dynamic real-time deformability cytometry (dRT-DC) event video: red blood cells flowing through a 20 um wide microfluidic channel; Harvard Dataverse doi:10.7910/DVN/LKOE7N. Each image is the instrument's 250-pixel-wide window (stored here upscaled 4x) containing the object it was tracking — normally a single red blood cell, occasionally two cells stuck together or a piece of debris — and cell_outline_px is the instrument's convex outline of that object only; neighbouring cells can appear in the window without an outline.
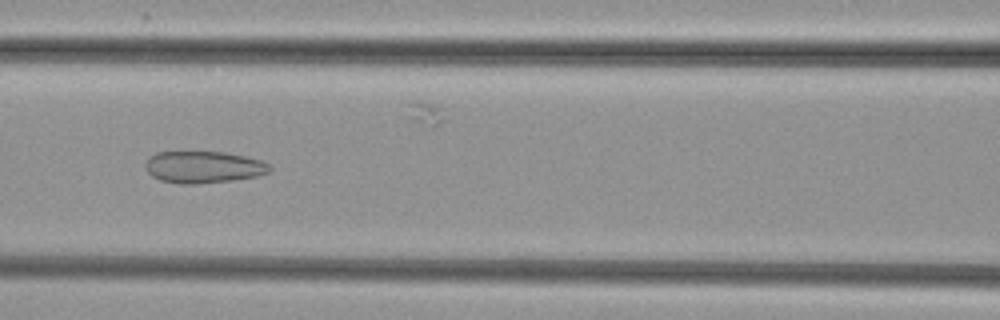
{"species": "common noctule bat (a hibernating species)", "species_latin": "Nyctalus noctula", "temperature_condition": "cold", "stored_images_in_passage": 47, "camera_frame_rate_fps": 3000, "um_per_image_px": 0.085, "animal": {"sex": "female", "body_mass_g": 29.2, "forearm_length_mm": 56.3}, "frame": {"image": 1, "passage_image": 18, "time_ms": 5.667, "image_size_px": [1000, 320], "cell_outline_px": [[272, 168], [268, 172], [256, 176], [232, 180], [196, 184], [180, 184], [160, 180], [152, 176], [144, 168], [144, 164], [148, 156], [156, 152], [224, 152], [244, 156], [260, 160], [268, 164]], "centroid_in_image_um": [17.23, 14.2], "position_along_channel_um": 149.4, "area_um2": 23.12}}
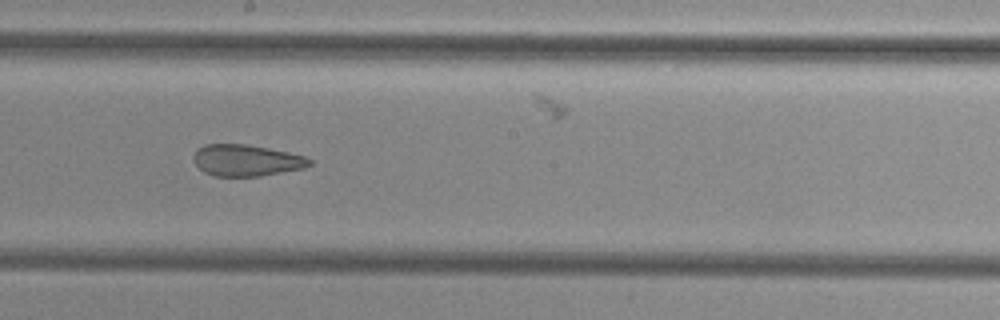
{"frame": {"image": 2, "passage_image": 24, "time_ms": 7.667, "image_size_px": [1000, 320], "cell_outline_px": [[312, 164], [304, 168], [260, 176], [212, 176], [204, 172], [192, 160], [192, 156], [204, 144], [248, 144], [288, 152], [304, 156], [312, 160]], "centroid_in_image_um": [20.94, 13.63], "position_along_channel_um": 227.3, "area_um2": 21.27}}
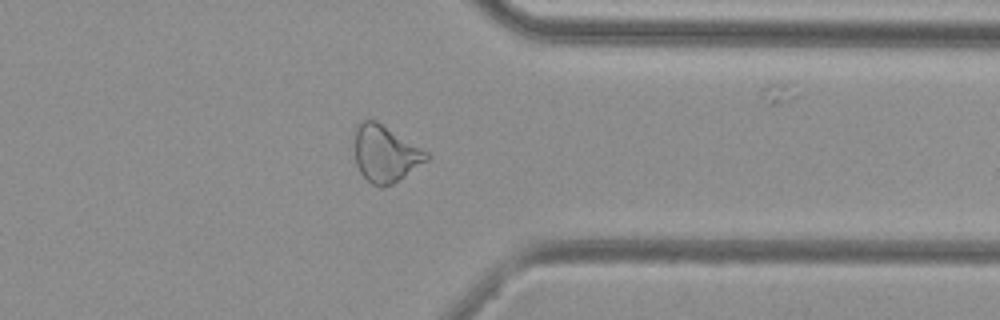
{"frame": {"image": 3, "passage_image": 36, "time_ms": 11.667, "image_size_px": [1000, 320], "cell_outline_px": [[428, 160], [392, 184], [384, 188], [380, 188], [372, 184], [360, 172], [356, 164], [356, 128], [364, 120], [376, 120], [428, 152]], "centroid_in_image_um": [32.76, 13.09], "position_along_channel_um": 378.6, "area_um2": 23.29}}